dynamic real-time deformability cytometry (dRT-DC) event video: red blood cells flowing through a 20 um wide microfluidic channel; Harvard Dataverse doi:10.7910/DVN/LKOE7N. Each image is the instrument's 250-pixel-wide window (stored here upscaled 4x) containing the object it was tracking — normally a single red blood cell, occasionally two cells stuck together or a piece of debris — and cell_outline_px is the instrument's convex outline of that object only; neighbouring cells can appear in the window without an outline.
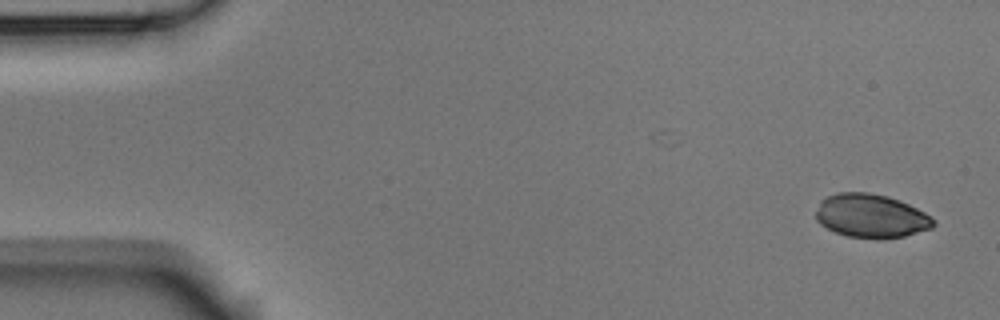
{"species": "Egyptian fruit bat (a non-hibernating species)", "species_latin": "Rousettus aegyptiacus", "temperature_condition": "room temperature", "stored_images_in_passage": 4, "camera_frame_rate_fps": 3000, "um_per_image_px": 0.085, "animal": {"sex": "male"}, "frame": {"image": 1, "passage_image": 1, "time_ms": 0.0, "image_size_px": [1000, 320], "cell_outline_px": [[936, 224], [932, 228], [904, 236], [848, 236], [836, 232], [820, 224], [816, 220], [816, 212], [820, 200], [836, 192], [868, 192], [888, 196], [908, 204], [932, 216], [936, 220]], "centroid_in_image_um": [74.04, 18.31], "position_along_channel_um": 11.0, "area_um2": 29.36}}
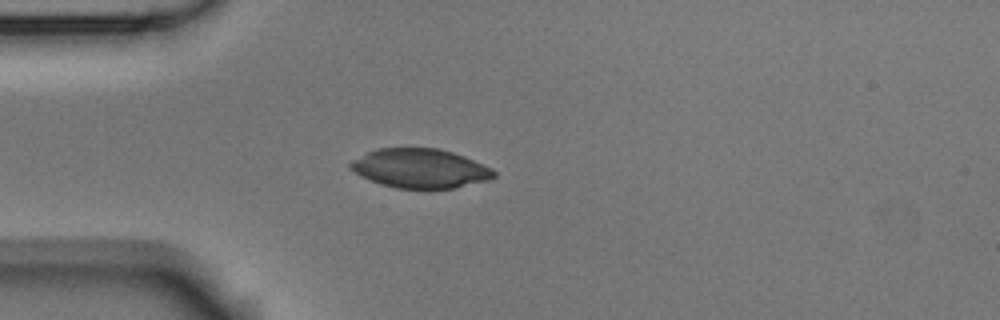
{"frame": {"image": 2, "passage_image": 3, "time_ms": 0.667, "image_size_px": [1000, 320], "cell_outline_px": [[496, 176], [488, 180], [456, 188], [396, 188], [380, 184], [360, 176], [348, 168], [348, 164], [352, 160], [376, 148], [440, 148], [464, 156], [492, 168], [496, 172]], "centroid_in_image_um": [35.7, 14.31], "position_along_channel_um": 49.3, "area_um2": 32.89}}